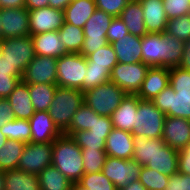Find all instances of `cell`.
I'll list each match as a JSON object with an SVG mask.
<instances>
[{
	"label": "cell",
	"instance_id": "cell-61",
	"mask_svg": "<svg viewBox=\"0 0 190 190\" xmlns=\"http://www.w3.org/2000/svg\"><path fill=\"white\" fill-rule=\"evenodd\" d=\"M71 190H87L79 186L77 183H74Z\"/></svg>",
	"mask_w": 190,
	"mask_h": 190
},
{
	"label": "cell",
	"instance_id": "cell-20",
	"mask_svg": "<svg viewBox=\"0 0 190 190\" xmlns=\"http://www.w3.org/2000/svg\"><path fill=\"white\" fill-rule=\"evenodd\" d=\"M141 99L137 95H129L122 100L117 109L112 113L113 128L132 132L136 125L138 102Z\"/></svg>",
	"mask_w": 190,
	"mask_h": 190
},
{
	"label": "cell",
	"instance_id": "cell-12",
	"mask_svg": "<svg viewBox=\"0 0 190 190\" xmlns=\"http://www.w3.org/2000/svg\"><path fill=\"white\" fill-rule=\"evenodd\" d=\"M27 84H57V58L36 55L24 70Z\"/></svg>",
	"mask_w": 190,
	"mask_h": 190
},
{
	"label": "cell",
	"instance_id": "cell-32",
	"mask_svg": "<svg viewBox=\"0 0 190 190\" xmlns=\"http://www.w3.org/2000/svg\"><path fill=\"white\" fill-rule=\"evenodd\" d=\"M25 145L24 142L7 139L5 144L0 147V170L17 169Z\"/></svg>",
	"mask_w": 190,
	"mask_h": 190
},
{
	"label": "cell",
	"instance_id": "cell-58",
	"mask_svg": "<svg viewBox=\"0 0 190 190\" xmlns=\"http://www.w3.org/2000/svg\"><path fill=\"white\" fill-rule=\"evenodd\" d=\"M0 73L6 75H13L9 63L4 59L2 55L0 57Z\"/></svg>",
	"mask_w": 190,
	"mask_h": 190
},
{
	"label": "cell",
	"instance_id": "cell-37",
	"mask_svg": "<svg viewBox=\"0 0 190 190\" xmlns=\"http://www.w3.org/2000/svg\"><path fill=\"white\" fill-rule=\"evenodd\" d=\"M94 123V111L85 103L74 114L70 127L63 133L70 136L73 132L88 131Z\"/></svg>",
	"mask_w": 190,
	"mask_h": 190
},
{
	"label": "cell",
	"instance_id": "cell-19",
	"mask_svg": "<svg viewBox=\"0 0 190 190\" xmlns=\"http://www.w3.org/2000/svg\"><path fill=\"white\" fill-rule=\"evenodd\" d=\"M168 85H170L168 67H149L137 96L141 100L152 101Z\"/></svg>",
	"mask_w": 190,
	"mask_h": 190
},
{
	"label": "cell",
	"instance_id": "cell-27",
	"mask_svg": "<svg viewBox=\"0 0 190 190\" xmlns=\"http://www.w3.org/2000/svg\"><path fill=\"white\" fill-rule=\"evenodd\" d=\"M119 17L130 34L143 37L147 33L142 6L138 0H130Z\"/></svg>",
	"mask_w": 190,
	"mask_h": 190
},
{
	"label": "cell",
	"instance_id": "cell-50",
	"mask_svg": "<svg viewBox=\"0 0 190 190\" xmlns=\"http://www.w3.org/2000/svg\"><path fill=\"white\" fill-rule=\"evenodd\" d=\"M165 190H190V175L177 172L169 176Z\"/></svg>",
	"mask_w": 190,
	"mask_h": 190
},
{
	"label": "cell",
	"instance_id": "cell-42",
	"mask_svg": "<svg viewBox=\"0 0 190 190\" xmlns=\"http://www.w3.org/2000/svg\"><path fill=\"white\" fill-rule=\"evenodd\" d=\"M71 138L80 148L105 150V141L108 135L91 134V131L73 132Z\"/></svg>",
	"mask_w": 190,
	"mask_h": 190
},
{
	"label": "cell",
	"instance_id": "cell-29",
	"mask_svg": "<svg viewBox=\"0 0 190 190\" xmlns=\"http://www.w3.org/2000/svg\"><path fill=\"white\" fill-rule=\"evenodd\" d=\"M40 190H71L73 183L56 167H45L38 175Z\"/></svg>",
	"mask_w": 190,
	"mask_h": 190
},
{
	"label": "cell",
	"instance_id": "cell-63",
	"mask_svg": "<svg viewBox=\"0 0 190 190\" xmlns=\"http://www.w3.org/2000/svg\"><path fill=\"white\" fill-rule=\"evenodd\" d=\"M2 55V41H0V57Z\"/></svg>",
	"mask_w": 190,
	"mask_h": 190
},
{
	"label": "cell",
	"instance_id": "cell-23",
	"mask_svg": "<svg viewBox=\"0 0 190 190\" xmlns=\"http://www.w3.org/2000/svg\"><path fill=\"white\" fill-rule=\"evenodd\" d=\"M6 99L11 105L16 119L29 120L34 115L35 109L31 101L28 84L24 81L21 80Z\"/></svg>",
	"mask_w": 190,
	"mask_h": 190
},
{
	"label": "cell",
	"instance_id": "cell-40",
	"mask_svg": "<svg viewBox=\"0 0 190 190\" xmlns=\"http://www.w3.org/2000/svg\"><path fill=\"white\" fill-rule=\"evenodd\" d=\"M77 184L87 190H118L102 171L84 174Z\"/></svg>",
	"mask_w": 190,
	"mask_h": 190
},
{
	"label": "cell",
	"instance_id": "cell-59",
	"mask_svg": "<svg viewBox=\"0 0 190 190\" xmlns=\"http://www.w3.org/2000/svg\"><path fill=\"white\" fill-rule=\"evenodd\" d=\"M0 190H4V171L0 170Z\"/></svg>",
	"mask_w": 190,
	"mask_h": 190
},
{
	"label": "cell",
	"instance_id": "cell-52",
	"mask_svg": "<svg viewBox=\"0 0 190 190\" xmlns=\"http://www.w3.org/2000/svg\"><path fill=\"white\" fill-rule=\"evenodd\" d=\"M14 118L13 109L7 99L0 98V128L7 121L13 120Z\"/></svg>",
	"mask_w": 190,
	"mask_h": 190
},
{
	"label": "cell",
	"instance_id": "cell-57",
	"mask_svg": "<svg viewBox=\"0 0 190 190\" xmlns=\"http://www.w3.org/2000/svg\"><path fill=\"white\" fill-rule=\"evenodd\" d=\"M119 190H147V188L139 180H137L130 184H127Z\"/></svg>",
	"mask_w": 190,
	"mask_h": 190
},
{
	"label": "cell",
	"instance_id": "cell-26",
	"mask_svg": "<svg viewBox=\"0 0 190 190\" xmlns=\"http://www.w3.org/2000/svg\"><path fill=\"white\" fill-rule=\"evenodd\" d=\"M95 10V0H72L64 9L65 23L84 28Z\"/></svg>",
	"mask_w": 190,
	"mask_h": 190
},
{
	"label": "cell",
	"instance_id": "cell-36",
	"mask_svg": "<svg viewBox=\"0 0 190 190\" xmlns=\"http://www.w3.org/2000/svg\"><path fill=\"white\" fill-rule=\"evenodd\" d=\"M134 154L132 159L141 167L146 166L149 160L155 155V138H145L141 136H133Z\"/></svg>",
	"mask_w": 190,
	"mask_h": 190
},
{
	"label": "cell",
	"instance_id": "cell-49",
	"mask_svg": "<svg viewBox=\"0 0 190 190\" xmlns=\"http://www.w3.org/2000/svg\"><path fill=\"white\" fill-rule=\"evenodd\" d=\"M21 80L22 77L0 73V98L6 99Z\"/></svg>",
	"mask_w": 190,
	"mask_h": 190
},
{
	"label": "cell",
	"instance_id": "cell-45",
	"mask_svg": "<svg viewBox=\"0 0 190 190\" xmlns=\"http://www.w3.org/2000/svg\"><path fill=\"white\" fill-rule=\"evenodd\" d=\"M168 19L188 15L190 0H163Z\"/></svg>",
	"mask_w": 190,
	"mask_h": 190
},
{
	"label": "cell",
	"instance_id": "cell-31",
	"mask_svg": "<svg viewBox=\"0 0 190 190\" xmlns=\"http://www.w3.org/2000/svg\"><path fill=\"white\" fill-rule=\"evenodd\" d=\"M58 33L60 41L65 45V54L81 52L85 38L83 28L64 22Z\"/></svg>",
	"mask_w": 190,
	"mask_h": 190
},
{
	"label": "cell",
	"instance_id": "cell-11",
	"mask_svg": "<svg viewBox=\"0 0 190 190\" xmlns=\"http://www.w3.org/2000/svg\"><path fill=\"white\" fill-rule=\"evenodd\" d=\"M152 102L166 116L190 120V94H177L168 85Z\"/></svg>",
	"mask_w": 190,
	"mask_h": 190
},
{
	"label": "cell",
	"instance_id": "cell-18",
	"mask_svg": "<svg viewBox=\"0 0 190 190\" xmlns=\"http://www.w3.org/2000/svg\"><path fill=\"white\" fill-rule=\"evenodd\" d=\"M134 139L131 132L113 128L105 141L107 156L119 159H132L134 154Z\"/></svg>",
	"mask_w": 190,
	"mask_h": 190
},
{
	"label": "cell",
	"instance_id": "cell-14",
	"mask_svg": "<svg viewBox=\"0 0 190 190\" xmlns=\"http://www.w3.org/2000/svg\"><path fill=\"white\" fill-rule=\"evenodd\" d=\"M65 22L64 11L48 7L29 10L30 35L58 31Z\"/></svg>",
	"mask_w": 190,
	"mask_h": 190
},
{
	"label": "cell",
	"instance_id": "cell-30",
	"mask_svg": "<svg viewBox=\"0 0 190 190\" xmlns=\"http://www.w3.org/2000/svg\"><path fill=\"white\" fill-rule=\"evenodd\" d=\"M163 43V67H178L184 50V42L177 40L174 36L161 33Z\"/></svg>",
	"mask_w": 190,
	"mask_h": 190
},
{
	"label": "cell",
	"instance_id": "cell-47",
	"mask_svg": "<svg viewBox=\"0 0 190 190\" xmlns=\"http://www.w3.org/2000/svg\"><path fill=\"white\" fill-rule=\"evenodd\" d=\"M129 34L128 28L120 17H113L110 27L107 30V40L113 43Z\"/></svg>",
	"mask_w": 190,
	"mask_h": 190
},
{
	"label": "cell",
	"instance_id": "cell-35",
	"mask_svg": "<svg viewBox=\"0 0 190 190\" xmlns=\"http://www.w3.org/2000/svg\"><path fill=\"white\" fill-rule=\"evenodd\" d=\"M87 67L106 68L110 72L118 63L115 51L109 43L86 57Z\"/></svg>",
	"mask_w": 190,
	"mask_h": 190
},
{
	"label": "cell",
	"instance_id": "cell-10",
	"mask_svg": "<svg viewBox=\"0 0 190 190\" xmlns=\"http://www.w3.org/2000/svg\"><path fill=\"white\" fill-rule=\"evenodd\" d=\"M51 163L52 142H29L25 145L23 153L19 159L17 169L38 175L45 167L50 166Z\"/></svg>",
	"mask_w": 190,
	"mask_h": 190
},
{
	"label": "cell",
	"instance_id": "cell-28",
	"mask_svg": "<svg viewBox=\"0 0 190 190\" xmlns=\"http://www.w3.org/2000/svg\"><path fill=\"white\" fill-rule=\"evenodd\" d=\"M4 190H40L38 176L20 169L4 171Z\"/></svg>",
	"mask_w": 190,
	"mask_h": 190
},
{
	"label": "cell",
	"instance_id": "cell-7",
	"mask_svg": "<svg viewBox=\"0 0 190 190\" xmlns=\"http://www.w3.org/2000/svg\"><path fill=\"white\" fill-rule=\"evenodd\" d=\"M113 16L96 9L93 15L84 25V44L81 54L87 57L99 48L109 44L107 40V30L110 27Z\"/></svg>",
	"mask_w": 190,
	"mask_h": 190
},
{
	"label": "cell",
	"instance_id": "cell-60",
	"mask_svg": "<svg viewBox=\"0 0 190 190\" xmlns=\"http://www.w3.org/2000/svg\"><path fill=\"white\" fill-rule=\"evenodd\" d=\"M6 141H7V138L5 137V135L0 130V147H2Z\"/></svg>",
	"mask_w": 190,
	"mask_h": 190
},
{
	"label": "cell",
	"instance_id": "cell-53",
	"mask_svg": "<svg viewBox=\"0 0 190 190\" xmlns=\"http://www.w3.org/2000/svg\"><path fill=\"white\" fill-rule=\"evenodd\" d=\"M178 67L183 70L190 71V39L184 42L182 60Z\"/></svg>",
	"mask_w": 190,
	"mask_h": 190
},
{
	"label": "cell",
	"instance_id": "cell-22",
	"mask_svg": "<svg viewBox=\"0 0 190 190\" xmlns=\"http://www.w3.org/2000/svg\"><path fill=\"white\" fill-rule=\"evenodd\" d=\"M142 37L127 34L124 38L110 43L118 63L133 64L142 62Z\"/></svg>",
	"mask_w": 190,
	"mask_h": 190
},
{
	"label": "cell",
	"instance_id": "cell-56",
	"mask_svg": "<svg viewBox=\"0 0 190 190\" xmlns=\"http://www.w3.org/2000/svg\"><path fill=\"white\" fill-rule=\"evenodd\" d=\"M72 0H49V6L54 9L62 10L68 6Z\"/></svg>",
	"mask_w": 190,
	"mask_h": 190
},
{
	"label": "cell",
	"instance_id": "cell-21",
	"mask_svg": "<svg viewBox=\"0 0 190 190\" xmlns=\"http://www.w3.org/2000/svg\"><path fill=\"white\" fill-rule=\"evenodd\" d=\"M142 6L147 33H164L169 20L163 0H138Z\"/></svg>",
	"mask_w": 190,
	"mask_h": 190
},
{
	"label": "cell",
	"instance_id": "cell-24",
	"mask_svg": "<svg viewBox=\"0 0 190 190\" xmlns=\"http://www.w3.org/2000/svg\"><path fill=\"white\" fill-rule=\"evenodd\" d=\"M36 55L59 58L65 54V45L59 38L58 31H49L31 36Z\"/></svg>",
	"mask_w": 190,
	"mask_h": 190
},
{
	"label": "cell",
	"instance_id": "cell-9",
	"mask_svg": "<svg viewBox=\"0 0 190 190\" xmlns=\"http://www.w3.org/2000/svg\"><path fill=\"white\" fill-rule=\"evenodd\" d=\"M141 166L133 159L125 160L107 156L102 173L116 186L120 188L137 181Z\"/></svg>",
	"mask_w": 190,
	"mask_h": 190
},
{
	"label": "cell",
	"instance_id": "cell-39",
	"mask_svg": "<svg viewBox=\"0 0 190 190\" xmlns=\"http://www.w3.org/2000/svg\"><path fill=\"white\" fill-rule=\"evenodd\" d=\"M138 180L147 188V190H165L169 176L162 174L155 169L142 166Z\"/></svg>",
	"mask_w": 190,
	"mask_h": 190
},
{
	"label": "cell",
	"instance_id": "cell-51",
	"mask_svg": "<svg viewBox=\"0 0 190 190\" xmlns=\"http://www.w3.org/2000/svg\"><path fill=\"white\" fill-rule=\"evenodd\" d=\"M178 172L190 175V143L178 153Z\"/></svg>",
	"mask_w": 190,
	"mask_h": 190
},
{
	"label": "cell",
	"instance_id": "cell-34",
	"mask_svg": "<svg viewBox=\"0 0 190 190\" xmlns=\"http://www.w3.org/2000/svg\"><path fill=\"white\" fill-rule=\"evenodd\" d=\"M7 139L17 140L25 144L31 142V127L29 120L16 119L7 121L1 128Z\"/></svg>",
	"mask_w": 190,
	"mask_h": 190
},
{
	"label": "cell",
	"instance_id": "cell-5",
	"mask_svg": "<svg viewBox=\"0 0 190 190\" xmlns=\"http://www.w3.org/2000/svg\"><path fill=\"white\" fill-rule=\"evenodd\" d=\"M86 69V57L81 53H66L57 58V86L83 91Z\"/></svg>",
	"mask_w": 190,
	"mask_h": 190
},
{
	"label": "cell",
	"instance_id": "cell-54",
	"mask_svg": "<svg viewBox=\"0 0 190 190\" xmlns=\"http://www.w3.org/2000/svg\"><path fill=\"white\" fill-rule=\"evenodd\" d=\"M48 6L49 0H25V8L28 10H36Z\"/></svg>",
	"mask_w": 190,
	"mask_h": 190
},
{
	"label": "cell",
	"instance_id": "cell-17",
	"mask_svg": "<svg viewBox=\"0 0 190 190\" xmlns=\"http://www.w3.org/2000/svg\"><path fill=\"white\" fill-rule=\"evenodd\" d=\"M29 123L31 127V142L33 143L53 142L63 134L55 125L48 111L35 112L29 119Z\"/></svg>",
	"mask_w": 190,
	"mask_h": 190
},
{
	"label": "cell",
	"instance_id": "cell-33",
	"mask_svg": "<svg viewBox=\"0 0 190 190\" xmlns=\"http://www.w3.org/2000/svg\"><path fill=\"white\" fill-rule=\"evenodd\" d=\"M56 88L57 84H28L35 112L48 111Z\"/></svg>",
	"mask_w": 190,
	"mask_h": 190
},
{
	"label": "cell",
	"instance_id": "cell-16",
	"mask_svg": "<svg viewBox=\"0 0 190 190\" xmlns=\"http://www.w3.org/2000/svg\"><path fill=\"white\" fill-rule=\"evenodd\" d=\"M178 153L179 151L167 145L162 138H155V155L146 167L172 176L178 172Z\"/></svg>",
	"mask_w": 190,
	"mask_h": 190
},
{
	"label": "cell",
	"instance_id": "cell-48",
	"mask_svg": "<svg viewBox=\"0 0 190 190\" xmlns=\"http://www.w3.org/2000/svg\"><path fill=\"white\" fill-rule=\"evenodd\" d=\"M113 129L111 117L101 116L94 112V123L88 131L91 134L109 135Z\"/></svg>",
	"mask_w": 190,
	"mask_h": 190
},
{
	"label": "cell",
	"instance_id": "cell-25",
	"mask_svg": "<svg viewBox=\"0 0 190 190\" xmlns=\"http://www.w3.org/2000/svg\"><path fill=\"white\" fill-rule=\"evenodd\" d=\"M142 63L149 67H163L161 33H146L142 37Z\"/></svg>",
	"mask_w": 190,
	"mask_h": 190
},
{
	"label": "cell",
	"instance_id": "cell-44",
	"mask_svg": "<svg viewBox=\"0 0 190 190\" xmlns=\"http://www.w3.org/2000/svg\"><path fill=\"white\" fill-rule=\"evenodd\" d=\"M110 81V71L106 68L87 67L83 79V92L89 88L100 86Z\"/></svg>",
	"mask_w": 190,
	"mask_h": 190
},
{
	"label": "cell",
	"instance_id": "cell-38",
	"mask_svg": "<svg viewBox=\"0 0 190 190\" xmlns=\"http://www.w3.org/2000/svg\"><path fill=\"white\" fill-rule=\"evenodd\" d=\"M84 174L100 172L105 164V150L81 148Z\"/></svg>",
	"mask_w": 190,
	"mask_h": 190
},
{
	"label": "cell",
	"instance_id": "cell-3",
	"mask_svg": "<svg viewBox=\"0 0 190 190\" xmlns=\"http://www.w3.org/2000/svg\"><path fill=\"white\" fill-rule=\"evenodd\" d=\"M84 103L101 116L111 117L126 93L114 82L108 81L97 87H92L84 92Z\"/></svg>",
	"mask_w": 190,
	"mask_h": 190
},
{
	"label": "cell",
	"instance_id": "cell-41",
	"mask_svg": "<svg viewBox=\"0 0 190 190\" xmlns=\"http://www.w3.org/2000/svg\"><path fill=\"white\" fill-rule=\"evenodd\" d=\"M165 33L183 42L190 39V17L188 15L174 17L167 21Z\"/></svg>",
	"mask_w": 190,
	"mask_h": 190
},
{
	"label": "cell",
	"instance_id": "cell-46",
	"mask_svg": "<svg viewBox=\"0 0 190 190\" xmlns=\"http://www.w3.org/2000/svg\"><path fill=\"white\" fill-rule=\"evenodd\" d=\"M130 0H95L96 9L104 11L113 17H119Z\"/></svg>",
	"mask_w": 190,
	"mask_h": 190
},
{
	"label": "cell",
	"instance_id": "cell-8",
	"mask_svg": "<svg viewBox=\"0 0 190 190\" xmlns=\"http://www.w3.org/2000/svg\"><path fill=\"white\" fill-rule=\"evenodd\" d=\"M149 66L140 62L133 64L117 63L110 72V81L123 89L126 94L137 95Z\"/></svg>",
	"mask_w": 190,
	"mask_h": 190
},
{
	"label": "cell",
	"instance_id": "cell-1",
	"mask_svg": "<svg viewBox=\"0 0 190 190\" xmlns=\"http://www.w3.org/2000/svg\"><path fill=\"white\" fill-rule=\"evenodd\" d=\"M73 184L84 175L81 148L71 138L62 134L52 142V163Z\"/></svg>",
	"mask_w": 190,
	"mask_h": 190
},
{
	"label": "cell",
	"instance_id": "cell-2",
	"mask_svg": "<svg viewBox=\"0 0 190 190\" xmlns=\"http://www.w3.org/2000/svg\"><path fill=\"white\" fill-rule=\"evenodd\" d=\"M82 104L83 91L57 86L48 113L62 133L70 127L74 114Z\"/></svg>",
	"mask_w": 190,
	"mask_h": 190
},
{
	"label": "cell",
	"instance_id": "cell-15",
	"mask_svg": "<svg viewBox=\"0 0 190 190\" xmlns=\"http://www.w3.org/2000/svg\"><path fill=\"white\" fill-rule=\"evenodd\" d=\"M161 138L171 148L182 150L190 143V120L166 116Z\"/></svg>",
	"mask_w": 190,
	"mask_h": 190
},
{
	"label": "cell",
	"instance_id": "cell-4",
	"mask_svg": "<svg viewBox=\"0 0 190 190\" xmlns=\"http://www.w3.org/2000/svg\"><path fill=\"white\" fill-rule=\"evenodd\" d=\"M2 56L9 63L12 74L22 77L24 70L36 56L31 35L3 39Z\"/></svg>",
	"mask_w": 190,
	"mask_h": 190
},
{
	"label": "cell",
	"instance_id": "cell-13",
	"mask_svg": "<svg viewBox=\"0 0 190 190\" xmlns=\"http://www.w3.org/2000/svg\"><path fill=\"white\" fill-rule=\"evenodd\" d=\"M2 40L30 36L29 10L27 8L1 9Z\"/></svg>",
	"mask_w": 190,
	"mask_h": 190
},
{
	"label": "cell",
	"instance_id": "cell-43",
	"mask_svg": "<svg viewBox=\"0 0 190 190\" xmlns=\"http://www.w3.org/2000/svg\"><path fill=\"white\" fill-rule=\"evenodd\" d=\"M169 82L177 94H190V71L180 67H170Z\"/></svg>",
	"mask_w": 190,
	"mask_h": 190
},
{
	"label": "cell",
	"instance_id": "cell-55",
	"mask_svg": "<svg viewBox=\"0 0 190 190\" xmlns=\"http://www.w3.org/2000/svg\"><path fill=\"white\" fill-rule=\"evenodd\" d=\"M25 8V0H0V9Z\"/></svg>",
	"mask_w": 190,
	"mask_h": 190
},
{
	"label": "cell",
	"instance_id": "cell-6",
	"mask_svg": "<svg viewBox=\"0 0 190 190\" xmlns=\"http://www.w3.org/2000/svg\"><path fill=\"white\" fill-rule=\"evenodd\" d=\"M166 115L152 101L140 100L136 115V125L131 132L133 136L161 138Z\"/></svg>",
	"mask_w": 190,
	"mask_h": 190
},
{
	"label": "cell",
	"instance_id": "cell-62",
	"mask_svg": "<svg viewBox=\"0 0 190 190\" xmlns=\"http://www.w3.org/2000/svg\"><path fill=\"white\" fill-rule=\"evenodd\" d=\"M1 9H0V41H2V24H1Z\"/></svg>",
	"mask_w": 190,
	"mask_h": 190
}]
</instances>
